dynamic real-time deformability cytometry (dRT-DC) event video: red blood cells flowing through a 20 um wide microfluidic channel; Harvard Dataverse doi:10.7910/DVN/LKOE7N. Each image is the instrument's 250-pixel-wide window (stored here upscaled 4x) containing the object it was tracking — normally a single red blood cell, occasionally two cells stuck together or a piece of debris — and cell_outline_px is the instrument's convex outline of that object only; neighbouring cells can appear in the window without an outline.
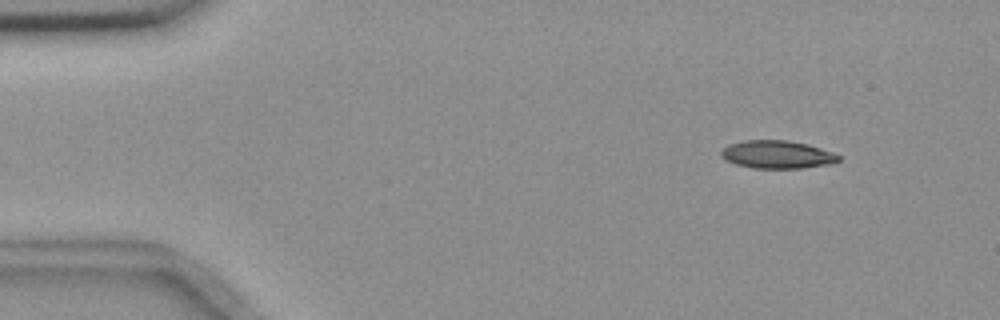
{"species": "common noctule bat (a hibernating species)", "species_latin": "Nyctalus noctula", "temperature_condition": "room temperature", "stored_images_in_passage": 5, "camera_frame_rate_fps": 3000, "um_per_image_px": 0.085, "animal": {"sex": "female", "body_mass_g": 18.4}, "frame": {"image": 1, "passage_image": 2, "time_ms": 0.333, "image_size_px": [1000, 320], "cell_outline_px": [[840, 160], [828, 164], [804, 168], [756, 168], [736, 164], [720, 156], [720, 152], [728, 144], [744, 140], [788, 140], [808, 144], [832, 152], [840, 156]], "centroid_in_image_um": [66.05, 13.12], "position_along_channel_um": 18.9, "area_um2": 19.02}}